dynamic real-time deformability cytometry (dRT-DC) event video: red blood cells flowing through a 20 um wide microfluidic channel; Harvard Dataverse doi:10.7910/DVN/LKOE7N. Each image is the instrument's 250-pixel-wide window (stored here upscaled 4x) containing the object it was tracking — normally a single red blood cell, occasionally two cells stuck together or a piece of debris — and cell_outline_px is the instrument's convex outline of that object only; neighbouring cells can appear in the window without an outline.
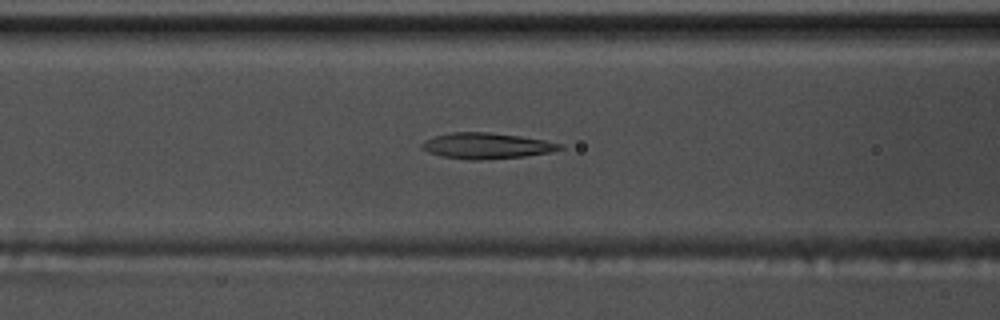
{"species": "common noctule bat (a hibernating species)", "species_latin": "Nyctalus noctula", "temperature_condition": "warm", "stored_images_in_passage": 42, "camera_frame_rate_fps": 3000, "um_per_image_px": 0.085, "animal": {"sex": "male", "body_mass_g": 17.5, "forearm_length_mm": 52.3}, "frame": {"image": 1, "passage_image": 10, "time_ms": 3.0, "image_size_px": [1000, 320], "cell_outline_px": [[564, 148], [552, 152], [524, 156], [480, 160], [468, 160], [444, 156], [428, 152], [420, 148], [420, 144], [424, 140], [436, 136], [452, 132], [488, 132], [520, 136], [544, 140], [560, 144]], "centroid_in_image_um": [41.33, 12.39], "position_along_channel_um": 125.3, "area_um2": 20.69}}
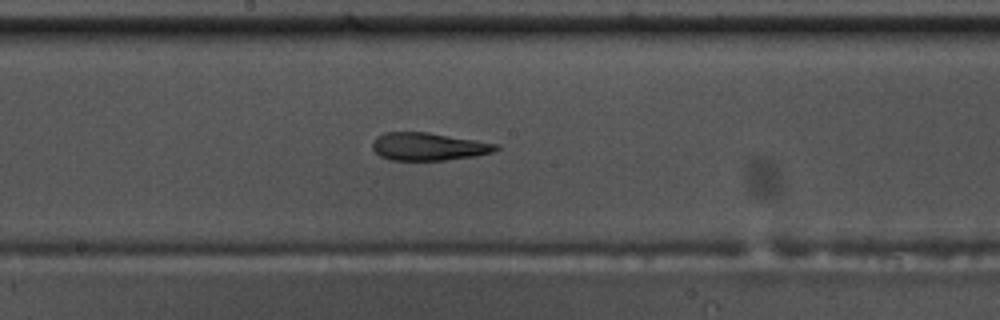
{"frame": {"image": 2, "passage_image": 17, "time_ms": 5.333, "image_size_px": [1000, 320], "cell_outline_px": [[500, 148], [492, 152], [476, 156], [444, 160], [392, 160], [380, 156], [372, 148], [372, 140], [376, 136], [384, 132], [428, 132], [500, 144]], "centroid_in_image_um": [36.41, 12.45], "position_along_channel_um": 211.8, "area_um2": 20.11}}
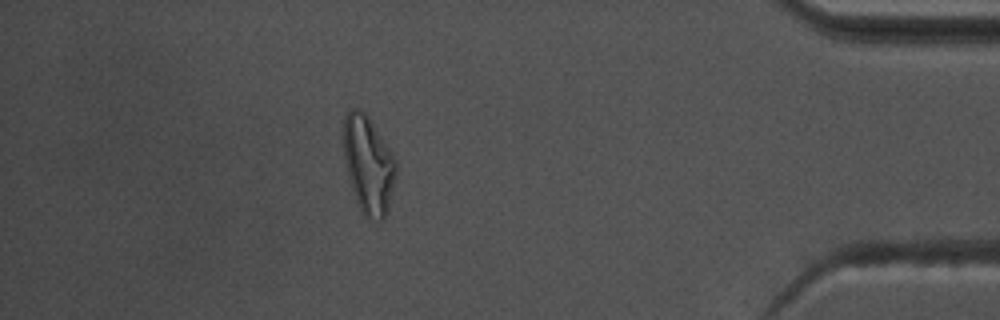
{"frame": {"image": 3, "passage_image": 36, "time_ms": 11.667, "image_size_px": [1000, 320], "cell_outline_px": [[396, 176], [388, 208], [384, 220], [368, 220], [360, 212], [352, 188], [344, 156], [344, 116], [352, 108], [360, 108], [368, 116], [396, 160]], "centroid_in_image_um": [31.32, 14.03], "position_along_channel_um": 403.9, "area_um2": 29.59}, "authors_computed_cell_mechanics": {"area_um2": 20.4901, "velocity_mm_per_s": 3.7307, "shape_relaxation_time_tau1_ms": 9.9667, "shape_relaxation_time_tau2_ms": 2.9408, "deformation_change_tau1": 0.3321, "deformation_change_tau2": 0.1413}}